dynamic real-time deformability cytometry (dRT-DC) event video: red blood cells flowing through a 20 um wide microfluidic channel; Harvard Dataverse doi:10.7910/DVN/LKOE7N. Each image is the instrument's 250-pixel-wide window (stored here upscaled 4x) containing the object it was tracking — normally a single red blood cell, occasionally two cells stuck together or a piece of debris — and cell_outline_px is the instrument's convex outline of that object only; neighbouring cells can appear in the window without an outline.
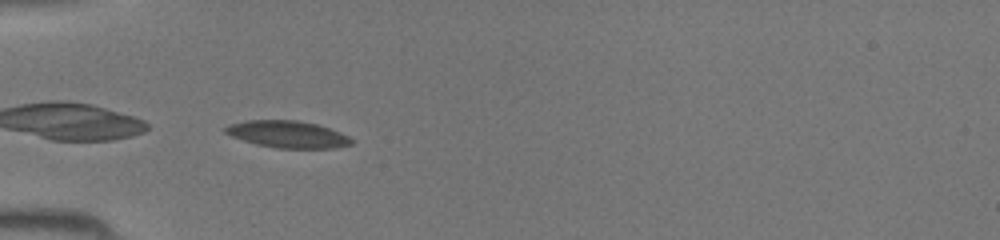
{"species": "common noctule bat (a hibernating species)", "species_latin": "Nyctalus noctula", "temperature_condition": "room temperature", "stored_images_in_passage": 32, "camera_frame_rate_fps": 3000, "um_per_image_px": 0.085, "animal": {"sex": "female", "body_mass_g": 19.5, "forearm_length_mm": 54.1}, "frame": {"image": 1, "passage_image": 2, "time_ms": 0.333, "image_size_px": [1000, 240], "cell_outline_px": [[352, 144], [332, 148], [276, 148], [256, 144], [232, 136], [224, 132], [224, 128], [228, 124], [244, 120], [296, 120], [316, 124], [340, 132], [348, 136], [352, 140]], "centroid_in_image_um": [24.41, 11.41], "position_along_channel_um": 60.6, "area_um2": 19.71}}
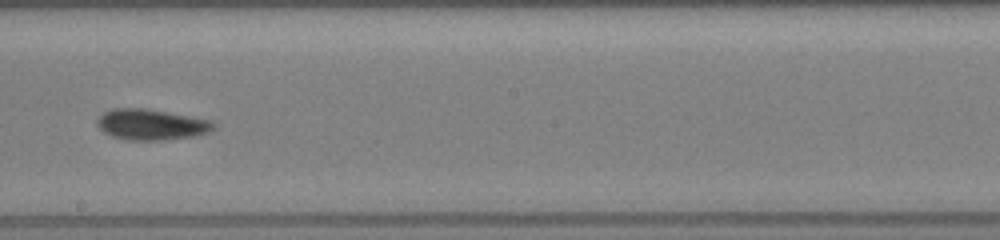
{"frame": {"image": 2, "passage_image": 14, "time_ms": 4.333, "image_size_px": [1000, 240], "cell_outline_px": [[216, 128], [208, 132], [192, 136], [164, 140], [124, 140], [112, 136], [104, 132], [96, 124], [96, 120], [104, 112], [112, 108], [144, 108], [212, 120], [216, 124]], "centroid_in_image_um": [12.85, 10.59], "position_along_channel_um": 235.4, "area_um2": 20.92}}
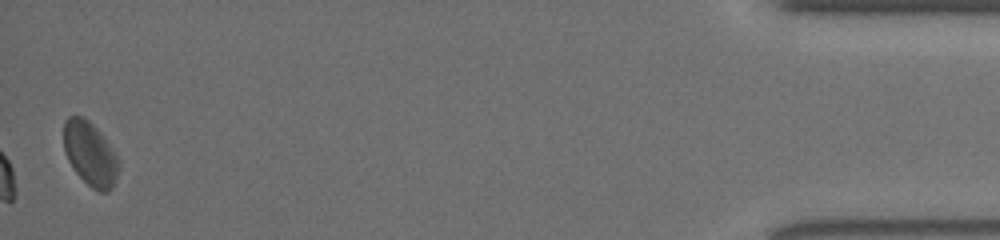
{"frame": {"image": 3, "passage_image": 32, "time_ms": 10.333, "image_size_px": [1000, 240], "cell_outline_px": [[120, 168], [112, 188], [108, 192], [100, 192], [92, 188], [76, 172], [68, 160], [64, 152], [64, 120], [68, 116], [80, 116], [88, 120], [104, 136], [120, 160]], "centroid_in_image_um": [7.68, 13.08], "position_along_channel_um": 427.5, "area_um2": 20.58}}